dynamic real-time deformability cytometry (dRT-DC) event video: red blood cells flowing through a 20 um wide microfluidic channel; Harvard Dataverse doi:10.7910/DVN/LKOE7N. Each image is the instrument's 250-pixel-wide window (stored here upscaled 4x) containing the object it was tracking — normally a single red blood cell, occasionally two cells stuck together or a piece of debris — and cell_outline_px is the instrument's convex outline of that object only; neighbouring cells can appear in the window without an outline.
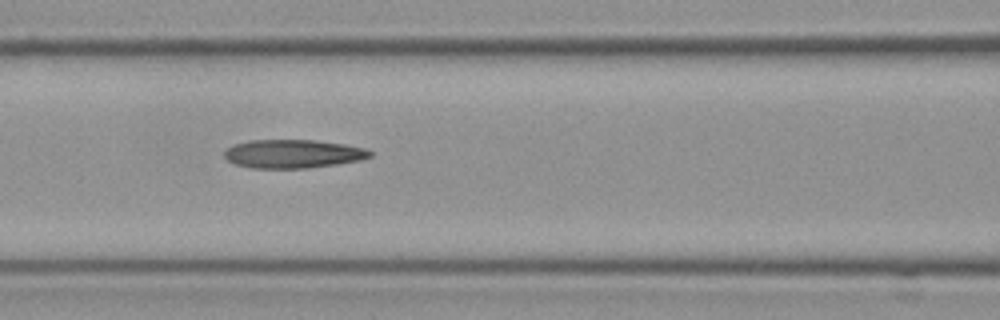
{"species": "Egyptian fruit bat (a non-hibernating species)", "species_latin": "Rousettus aegyptiacus", "temperature_condition": "cold", "stored_images_in_passage": 8, "camera_frame_rate_fps": 3000, "um_per_image_px": 0.085, "frame": {"image": 1, "passage_image": 7, "time_ms": 2.0, "image_size_px": [1000, 320], "cell_outline_px": [[372, 156], [360, 160], [336, 164], [308, 168], [252, 168], [236, 164], [228, 160], [224, 156], [224, 152], [228, 148], [236, 144], [252, 140], [316, 140], [344, 144], [364, 148], [372, 152]], "centroid_in_image_um": [24.92, 13.07], "position_along_channel_um": 141.7, "area_um2": 24.04}}
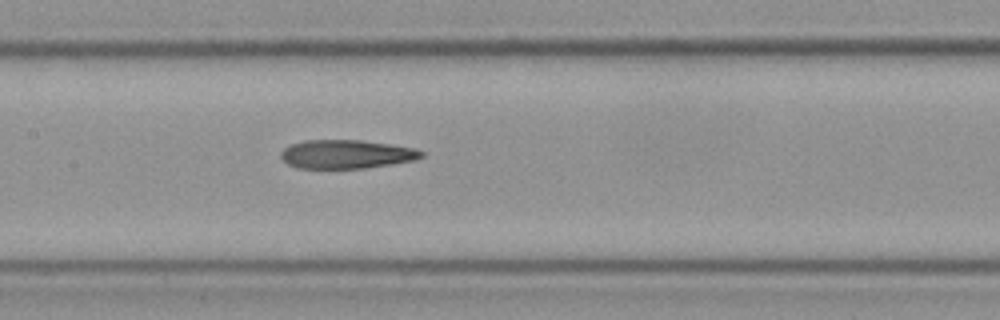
{"frame": {"image": 2, "passage_image": 8, "time_ms": 2.333, "image_size_px": [1000, 320], "cell_outline_px": [[424, 156], [412, 160], [392, 164], [364, 168], [296, 168], [288, 164], [280, 156], [280, 152], [284, 148], [292, 144], [304, 140], [360, 140], [416, 148], [424, 152]], "centroid_in_image_um": [29.43, 13.1], "position_along_channel_um": 178.0, "area_um2": 23.41}}